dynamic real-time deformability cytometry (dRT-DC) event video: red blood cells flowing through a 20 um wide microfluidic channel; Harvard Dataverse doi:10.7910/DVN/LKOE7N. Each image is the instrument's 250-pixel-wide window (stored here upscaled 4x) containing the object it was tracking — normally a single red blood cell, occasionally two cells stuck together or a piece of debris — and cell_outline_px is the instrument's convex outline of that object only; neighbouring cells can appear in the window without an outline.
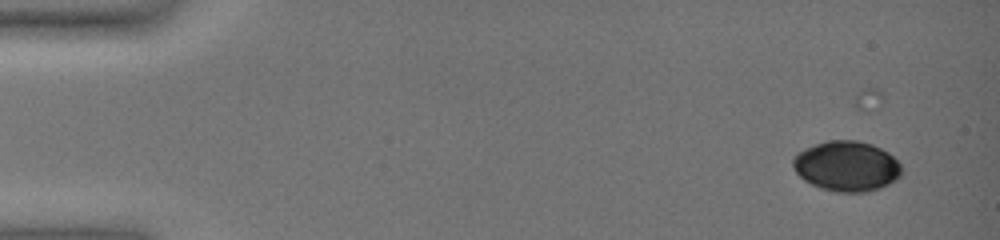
{"species": "common noctule bat (a hibernating species)", "species_latin": "Nyctalus noctula", "temperature_condition": "warm", "stored_images_in_passage": 63, "camera_frame_rate_fps": 3000, "um_per_image_px": 0.085, "animal": {"sex": "female", "body_mass_g": 19.0, "forearm_length_mm": 51.5}, "frame": {"image": 1, "passage_image": 8, "time_ms": 2.333, "image_size_px": [1000, 240], "cell_outline_px": [[900, 176], [896, 180], [880, 188], [864, 192], [836, 192], [820, 188], [804, 180], [796, 172], [792, 164], [792, 160], [796, 152], [804, 148], [828, 140], [856, 140], [872, 144], [888, 152], [900, 164]], "centroid_in_image_um": [71.94, 14.12], "position_along_channel_um": 13.1, "area_um2": 31.79}}
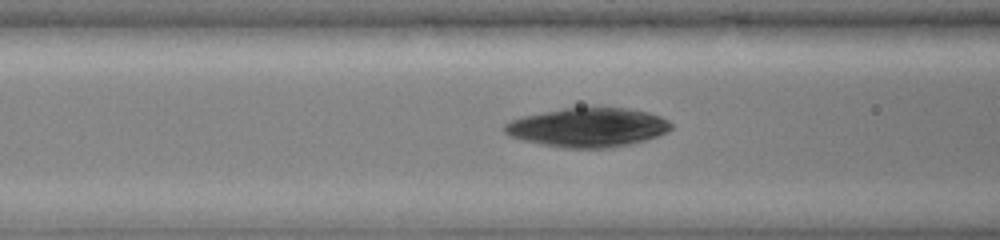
{"frame": {"image": 2, "passage_image": 30, "time_ms": 9.667, "image_size_px": [1000, 240], "cell_outline_px": [[672, 128], [668, 132], [644, 140], [612, 148], [560, 148], [540, 144], [508, 136], [504, 132], [504, 124], [520, 116], [564, 108], [628, 108], [648, 112], [660, 116], [668, 120], [672, 124]], "centroid_in_image_um": [49.95, 10.83], "position_along_channel_um": 116.6, "area_um2": 38.03}}
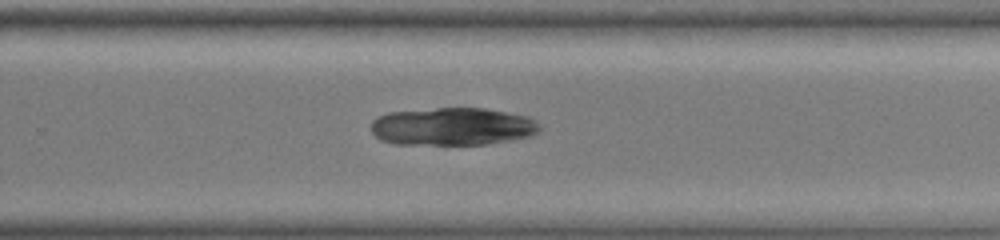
{"frame": {"image": 3, "passage_image": 46, "time_ms": 15.0, "image_size_px": [1000, 240], "cell_outline_px": [[540, 132], [532, 136], [488, 144], [396, 144], [380, 140], [372, 132], [372, 120], [388, 112], [436, 108], [484, 108], [528, 116], [540, 124]], "centroid_in_image_um": [38.49, 10.75], "position_along_channel_um": 291.3, "area_um2": 37.22}}